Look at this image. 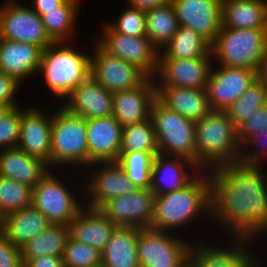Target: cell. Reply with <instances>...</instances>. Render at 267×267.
I'll return each instance as SVG.
<instances>
[{"instance_id": "obj_1", "label": "cell", "mask_w": 267, "mask_h": 267, "mask_svg": "<svg viewBox=\"0 0 267 267\" xmlns=\"http://www.w3.org/2000/svg\"><path fill=\"white\" fill-rule=\"evenodd\" d=\"M210 172V219H218L233 236L266 232L267 177L261 167L236 162Z\"/></svg>"}, {"instance_id": "obj_2", "label": "cell", "mask_w": 267, "mask_h": 267, "mask_svg": "<svg viewBox=\"0 0 267 267\" xmlns=\"http://www.w3.org/2000/svg\"><path fill=\"white\" fill-rule=\"evenodd\" d=\"M195 124L196 165L200 170L204 168L209 174L214 168L240 162L237 127L226 111L212 110Z\"/></svg>"}, {"instance_id": "obj_3", "label": "cell", "mask_w": 267, "mask_h": 267, "mask_svg": "<svg viewBox=\"0 0 267 267\" xmlns=\"http://www.w3.org/2000/svg\"><path fill=\"white\" fill-rule=\"evenodd\" d=\"M198 174L181 190L155 196L152 229L170 232L172 228L175 230L192 221L200 213L210 214L209 177Z\"/></svg>"}, {"instance_id": "obj_4", "label": "cell", "mask_w": 267, "mask_h": 267, "mask_svg": "<svg viewBox=\"0 0 267 267\" xmlns=\"http://www.w3.org/2000/svg\"><path fill=\"white\" fill-rule=\"evenodd\" d=\"M39 71L51 93L67 98L90 76L91 55L78 52L69 44L54 43L43 50Z\"/></svg>"}, {"instance_id": "obj_5", "label": "cell", "mask_w": 267, "mask_h": 267, "mask_svg": "<svg viewBox=\"0 0 267 267\" xmlns=\"http://www.w3.org/2000/svg\"><path fill=\"white\" fill-rule=\"evenodd\" d=\"M57 111L52 114L50 165L89 166L86 119L63 106Z\"/></svg>"}, {"instance_id": "obj_6", "label": "cell", "mask_w": 267, "mask_h": 267, "mask_svg": "<svg viewBox=\"0 0 267 267\" xmlns=\"http://www.w3.org/2000/svg\"><path fill=\"white\" fill-rule=\"evenodd\" d=\"M155 129L158 152L187 158L196 164V124L194 120L167 108L157 98L150 115Z\"/></svg>"}, {"instance_id": "obj_7", "label": "cell", "mask_w": 267, "mask_h": 267, "mask_svg": "<svg viewBox=\"0 0 267 267\" xmlns=\"http://www.w3.org/2000/svg\"><path fill=\"white\" fill-rule=\"evenodd\" d=\"M211 51L220 66L256 71L267 52V29L221 28Z\"/></svg>"}, {"instance_id": "obj_8", "label": "cell", "mask_w": 267, "mask_h": 267, "mask_svg": "<svg viewBox=\"0 0 267 267\" xmlns=\"http://www.w3.org/2000/svg\"><path fill=\"white\" fill-rule=\"evenodd\" d=\"M182 241L164 230L139 228L137 253L140 267H185L191 246Z\"/></svg>"}, {"instance_id": "obj_9", "label": "cell", "mask_w": 267, "mask_h": 267, "mask_svg": "<svg viewBox=\"0 0 267 267\" xmlns=\"http://www.w3.org/2000/svg\"><path fill=\"white\" fill-rule=\"evenodd\" d=\"M98 45L108 54L134 64L148 77L158 70L159 50L147 36L132 37L115 32L108 23L103 27Z\"/></svg>"}, {"instance_id": "obj_10", "label": "cell", "mask_w": 267, "mask_h": 267, "mask_svg": "<svg viewBox=\"0 0 267 267\" xmlns=\"http://www.w3.org/2000/svg\"><path fill=\"white\" fill-rule=\"evenodd\" d=\"M50 172L33 187L32 205L47 217L50 224L69 226L84 206Z\"/></svg>"}, {"instance_id": "obj_11", "label": "cell", "mask_w": 267, "mask_h": 267, "mask_svg": "<svg viewBox=\"0 0 267 267\" xmlns=\"http://www.w3.org/2000/svg\"><path fill=\"white\" fill-rule=\"evenodd\" d=\"M0 38L34 44L42 50L54 44L41 16L19 3H5L0 8Z\"/></svg>"}, {"instance_id": "obj_12", "label": "cell", "mask_w": 267, "mask_h": 267, "mask_svg": "<svg viewBox=\"0 0 267 267\" xmlns=\"http://www.w3.org/2000/svg\"><path fill=\"white\" fill-rule=\"evenodd\" d=\"M155 195L151 189H138L117 196L99 210L117 226L150 228L154 219Z\"/></svg>"}, {"instance_id": "obj_13", "label": "cell", "mask_w": 267, "mask_h": 267, "mask_svg": "<svg viewBox=\"0 0 267 267\" xmlns=\"http://www.w3.org/2000/svg\"><path fill=\"white\" fill-rule=\"evenodd\" d=\"M90 75L106 90L116 92L139 86L148 76L134 64L111 56L96 42Z\"/></svg>"}, {"instance_id": "obj_14", "label": "cell", "mask_w": 267, "mask_h": 267, "mask_svg": "<svg viewBox=\"0 0 267 267\" xmlns=\"http://www.w3.org/2000/svg\"><path fill=\"white\" fill-rule=\"evenodd\" d=\"M179 26L192 29L211 45L222 28V0H171Z\"/></svg>"}, {"instance_id": "obj_15", "label": "cell", "mask_w": 267, "mask_h": 267, "mask_svg": "<svg viewBox=\"0 0 267 267\" xmlns=\"http://www.w3.org/2000/svg\"><path fill=\"white\" fill-rule=\"evenodd\" d=\"M256 80L255 70L243 67L218 66L211 69L207 93L212 110L225 111Z\"/></svg>"}, {"instance_id": "obj_16", "label": "cell", "mask_w": 267, "mask_h": 267, "mask_svg": "<svg viewBox=\"0 0 267 267\" xmlns=\"http://www.w3.org/2000/svg\"><path fill=\"white\" fill-rule=\"evenodd\" d=\"M213 56L191 59L159 58L156 75L159 86L206 89ZM212 63V65H211Z\"/></svg>"}, {"instance_id": "obj_17", "label": "cell", "mask_w": 267, "mask_h": 267, "mask_svg": "<svg viewBox=\"0 0 267 267\" xmlns=\"http://www.w3.org/2000/svg\"><path fill=\"white\" fill-rule=\"evenodd\" d=\"M147 77L139 86L113 92V116L127 127L150 118L151 106L156 99V83Z\"/></svg>"}, {"instance_id": "obj_18", "label": "cell", "mask_w": 267, "mask_h": 267, "mask_svg": "<svg viewBox=\"0 0 267 267\" xmlns=\"http://www.w3.org/2000/svg\"><path fill=\"white\" fill-rule=\"evenodd\" d=\"M102 165L91 178L87 195L88 208L100 209L109 200L136 192L139 187L127 176L126 171L117 162H96L92 165ZM98 171V172H97ZM90 188V189H89ZM91 197V198H90Z\"/></svg>"}, {"instance_id": "obj_19", "label": "cell", "mask_w": 267, "mask_h": 267, "mask_svg": "<svg viewBox=\"0 0 267 267\" xmlns=\"http://www.w3.org/2000/svg\"><path fill=\"white\" fill-rule=\"evenodd\" d=\"M233 239L235 245L231 250L218 249L202 242L190 247L189 267H259V258L249 255L250 251L246 248L252 238L234 236Z\"/></svg>"}, {"instance_id": "obj_20", "label": "cell", "mask_w": 267, "mask_h": 267, "mask_svg": "<svg viewBox=\"0 0 267 267\" xmlns=\"http://www.w3.org/2000/svg\"><path fill=\"white\" fill-rule=\"evenodd\" d=\"M89 166L96 162H117L123 127L109 116L86 120Z\"/></svg>"}, {"instance_id": "obj_21", "label": "cell", "mask_w": 267, "mask_h": 267, "mask_svg": "<svg viewBox=\"0 0 267 267\" xmlns=\"http://www.w3.org/2000/svg\"><path fill=\"white\" fill-rule=\"evenodd\" d=\"M47 115L36 107L23 109L17 147L41 159L50 168L52 114Z\"/></svg>"}, {"instance_id": "obj_22", "label": "cell", "mask_w": 267, "mask_h": 267, "mask_svg": "<svg viewBox=\"0 0 267 267\" xmlns=\"http://www.w3.org/2000/svg\"><path fill=\"white\" fill-rule=\"evenodd\" d=\"M66 99L63 107L86 120L113 115V92L106 90L91 75Z\"/></svg>"}, {"instance_id": "obj_23", "label": "cell", "mask_w": 267, "mask_h": 267, "mask_svg": "<svg viewBox=\"0 0 267 267\" xmlns=\"http://www.w3.org/2000/svg\"><path fill=\"white\" fill-rule=\"evenodd\" d=\"M187 166L194 170L193 175L185 170ZM199 172L204 171H200V168L187 158L158 153L152 164L150 189L155 196L181 190L195 178V173Z\"/></svg>"}, {"instance_id": "obj_24", "label": "cell", "mask_w": 267, "mask_h": 267, "mask_svg": "<svg viewBox=\"0 0 267 267\" xmlns=\"http://www.w3.org/2000/svg\"><path fill=\"white\" fill-rule=\"evenodd\" d=\"M42 53L34 44L0 38V71L21 83L39 72Z\"/></svg>"}, {"instance_id": "obj_25", "label": "cell", "mask_w": 267, "mask_h": 267, "mask_svg": "<svg viewBox=\"0 0 267 267\" xmlns=\"http://www.w3.org/2000/svg\"><path fill=\"white\" fill-rule=\"evenodd\" d=\"M156 98L167 108L194 121L202 119L212 111L206 89L156 84Z\"/></svg>"}, {"instance_id": "obj_26", "label": "cell", "mask_w": 267, "mask_h": 267, "mask_svg": "<svg viewBox=\"0 0 267 267\" xmlns=\"http://www.w3.org/2000/svg\"><path fill=\"white\" fill-rule=\"evenodd\" d=\"M116 226L99 209L84 207L70 222V236L102 252Z\"/></svg>"}, {"instance_id": "obj_27", "label": "cell", "mask_w": 267, "mask_h": 267, "mask_svg": "<svg viewBox=\"0 0 267 267\" xmlns=\"http://www.w3.org/2000/svg\"><path fill=\"white\" fill-rule=\"evenodd\" d=\"M48 169L47 163L18 147L0 150V176L33 188L49 172Z\"/></svg>"}, {"instance_id": "obj_28", "label": "cell", "mask_w": 267, "mask_h": 267, "mask_svg": "<svg viewBox=\"0 0 267 267\" xmlns=\"http://www.w3.org/2000/svg\"><path fill=\"white\" fill-rule=\"evenodd\" d=\"M139 228L116 226L101 252V267H140L137 253Z\"/></svg>"}, {"instance_id": "obj_29", "label": "cell", "mask_w": 267, "mask_h": 267, "mask_svg": "<svg viewBox=\"0 0 267 267\" xmlns=\"http://www.w3.org/2000/svg\"><path fill=\"white\" fill-rule=\"evenodd\" d=\"M51 225L47 217L33 205L3 217L1 232L16 247L22 248L30 239Z\"/></svg>"}, {"instance_id": "obj_30", "label": "cell", "mask_w": 267, "mask_h": 267, "mask_svg": "<svg viewBox=\"0 0 267 267\" xmlns=\"http://www.w3.org/2000/svg\"><path fill=\"white\" fill-rule=\"evenodd\" d=\"M222 28L267 29V1L222 0Z\"/></svg>"}, {"instance_id": "obj_31", "label": "cell", "mask_w": 267, "mask_h": 267, "mask_svg": "<svg viewBox=\"0 0 267 267\" xmlns=\"http://www.w3.org/2000/svg\"><path fill=\"white\" fill-rule=\"evenodd\" d=\"M69 236V226L49 225L43 232L34 236L21 248L23 263L25 264L31 258L43 255L62 257Z\"/></svg>"}, {"instance_id": "obj_32", "label": "cell", "mask_w": 267, "mask_h": 267, "mask_svg": "<svg viewBox=\"0 0 267 267\" xmlns=\"http://www.w3.org/2000/svg\"><path fill=\"white\" fill-rule=\"evenodd\" d=\"M211 47L200 34L179 26L172 39L159 51V58L191 59L213 56Z\"/></svg>"}, {"instance_id": "obj_33", "label": "cell", "mask_w": 267, "mask_h": 267, "mask_svg": "<svg viewBox=\"0 0 267 267\" xmlns=\"http://www.w3.org/2000/svg\"><path fill=\"white\" fill-rule=\"evenodd\" d=\"M146 36L161 50L172 39L179 28L174 7L170 2L145 11Z\"/></svg>"}, {"instance_id": "obj_34", "label": "cell", "mask_w": 267, "mask_h": 267, "mask_svg": "<svg viewBox=\"0 0 267 267\" xmlns=\"http://www.w3.org/2000/svg\"><path fill=\"white\" fill-rule=\"evenodd\" d=\"M79 0H64L56 9L45 10L42 22L54 43H65L70 38L76 23Z\"/></svg>"}, {"instance_id": "obj_35", "label": "cell", "mask_w": 267, "mask_h": 267, "mask_svg": "<svg viewBox=\"0 0 267 267\" xmlns=\"http://www.w3.org/2000/svg\"><path fill=\"white\" fill-rule=\"evenodd\" d=\"M159 152H120L117 163L126 171L128 178L139 189L151 188L153 160Z\"/></svg>"}, {"instance_id": "obj_36", "label": "cell", "mask_w": 267, "mask_h": 267, "mask_svg": "<svg viewBox=\"0 0 267 267\" xmlns=\"http://www.w3.org/2000/svg\"><path fill=\"white\" fill-rule=\"evenodd\" d=\"M158 152L151 117L141 123L123 128L120 152Z\"/></svg>"}, {"instance_id": "obj_37", "label": "cell", "mask_w": 267, "mask_h": 267, "mask_svg": "<svg viewBox=\"0 0 267 267\" xmlns=\"http://www.w3.org/2000/svg\"><path fill=\"white\" fill-rule=\"evenodd\" d=\"M267 104V88L255 80L247 90L225 111L233 124L238 127L256 110Z\"/></svg>"}, {"instance_id": "obj_38", "label": "cell", "mask_w": 267, "mask_h": 267, "mask_svg": "<svg viewBox=\"0 0 267 267\" xmlns=\"http://www.w3.org/2000/svg\"><path fill=\"white\" fill-rule=\"evenodd\" d=\"M33 188L0 176V214L2 217L32 205Z\"/></svg>"}, {"instance_id": "obj_39", "label": "cell", "mask_w": 267, "mask_h": 267, "mask_svg": "<svg viewBox=\"0 0 267 267\" xmlns=\"http://www.w3.org/2000/svg\"><path fill=\"white\" fill-rule=\"evenodd\" d=\"M65 267H101V252L69 236L62 256Z\"/></svg>"}, {"instance_id": "obj_40", "label": "cell", "mask_w": 267, "mask_h": 267, "mask_svg": "<svg viewBox=\"0 0 267 267\" xmlns=\"http://www.w3.org/2000/svg\"><path fill=\"white\" fill-rule=\"evenodd\" d=\"M108 25L117 33L132 37L146 36V13L136 7H128L121 13L119 19Z\"/></svg>"}, {"instance_id": "obj_41", "label": "cell", "mask_w": 267, "mask_h": 267, "mask_svg": "<svg viewBox=\"0 0 267 267\" xmlns=\"http://www.w3.org/2000/svg\"><path fill=\"white\" fill-rule=\"evenodd\" d=\"M22 108L13 107L0 119V150L17 147L20 136Z\"/></svg>"}, {"instance_id": "obj_42", "label": "cell", "mask_w": 267, "mask_h": 267, "mask_svg": "<svg viewBox=\"0 0 267 267\" xmlns=\"http://www.w3.org/2000/svg\"><path fill=\"white\" fill-rule=\"evenodd\" d=\"M267 129V104L253 112L249 119L237 127V137L241 146L254 134Z\"/></svg>"}, {"instance_id": "obj_43", "label": "cell", "mask_w": 267, "mask_h": 267, "mask_svg": "<svg viewBox=\"0 0 267 267\" xmlns=\"http://www.w3.org/2000/svg\"><path fill=\"white\" fill-rule=\"evenodd\" d=\"M262 138V139H261ZM265 140V142H264ZM260 143V144H259ZM250 144L251 146L254 144H258L255 148L258 147L259 152H254L248 151L246 148L248 147L247 145ZM246 146V147H245ZM243 151H241L240 155V162L247 164V165H260V162H262L263 155L267 154V129H264L263 131H259V133L254 134L251 136L242 146ZM247 150V151H244ZM250 152V153H249ZM252 153V154H251ZM262 154V155H261ZM260 159V160H259Z\"/></svg>"}, {"instance_id": "obj_44", "label": "cell", "mask_w": 267, "mask_h": 267, "mask_svg": "<svg viewBox=\"0 0 267 267\" xmlns=\"http://www.w3.org/2000/svg\"><path fill=\"white\" fill-rule=\"evenodd\" d=\"M0 267H24L21 249L0 231Z\"/></svg>"}, {"instance_id": "obj_45", "label": "cell", "mask_w": 267, "mask_h": 267, "mask_svg": "<svg viewBox=\"0 0 267 267\" xmlns=\"http://www.w3.org/2000/svg\"><path fill=\"white\" fill-rule=\"evenodd\" d=\"M20 83L13 77L6 75L0 71V103H8L12 107H16L17 104L14 96L18 91Z\"/></svg>"}, {"instance_id": "obj_46", "label": "cell", "mask_w": 267, "mask_h": 267, "mask_svg": "<svg viewBox=\"0 0 267 267\" xmlns=\"http://www.w3.org/2000/svg\"><path fill=\"white\" fill-rule=\"evenodd\" d=\"M24 267H65L63 258L58 256H40L29 259Z\"/></svg>"}, {"instance_id": "obj_47", "label": "cell", "mask_w": 267, "mask_h": 267, "mask_svg": "<svg viewBox=\"0 0 267 267\" xmlns=\"http://www.w3.org/2000/svg\"><path fill=\"white\" fill-rule=\"evenodd\" d=\"M63 1L64 0H34L32 9L41 16L45 10L56 9Z\"/></svg>"}, {"instance_id": "obj_48", "label": "cell", "mask_w": 267, "mask_h": 267, "mask_svg": "<svg viewBox=\"0 0 267 267\" xmlns=\"http://www.w3.org/2000/svg\"><path fill=\"white\" fill-rule=\"evenodd\" d=\"M171 0H128L129 6L139 8L141 10H148L157 6L164 5Z\"/></svg>"}, {"instance_id": "obj_49", "label": "cell", "mask_w": 267, "mask_h": 267, "mask_svg": "<svg viewBox=\"0 0 267 267\" xmlns=\"http://www.w3.org/2000/svg\"><path fill=\"white\" fill-rule=\"evenodd\" d=\"M256 80L267 88V52L260 60L255 71Z\"/></svg>"}, {"instance_id": "obj_50", "label": "cell", "mask_w": 267, "mask_h": 267, "mask_svg": "<svg viewBox=\"0 0 267 267\" xmlns=\"http://www.w3.org/2000/svg\"><path fill=\"white\" fill-rule=\"evenodd\" d=\"M13 107L8 103H0V119L6 115Z\"/></svg>"}, {"instance_id": "obj_51", "label": "cell", "mask_w": 267, "mask_h": 267, "mask_svg": "<svg viewBox=\"0 0 267 267\" xmlns=\"http://www.w3.org/2000/svg\"><path fill=\"white\" fill-rule=\"evenodd\" d=\"M2 224H3V217H2V215L0 214V230H1V228H2Z\"/></svg>"}, {"instance_id": "obj_52", "label": "cell", "mask_w": 267, "mask_h": 267, "mask_svg": "<svg viewBox=\"0 0 267 267\" xmlns=\"http://www.w3.org/2000/svg\"><path fill=\"white\" fill-rule=\"evenodd\" d=\"M13 3H18V2H15L13 0H10L9 2H7V4H13Z\"/></svg>"}]
</instances>
